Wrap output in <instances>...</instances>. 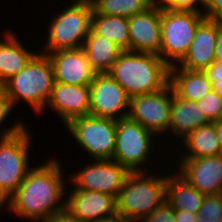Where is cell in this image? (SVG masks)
Wrapping results in <instances>:
<instances>
[{"label":"cell","instance_id":"cell-1","mask_svg":"<svg viewBox=\"0 0 222 222\" xmlns=\"http://www.w3.org/2000/svg\"><path fill=\"white\" fill-rule=\"evenodd\" d=\"M57 160L50 157L28 171L20 187L4 204L11 213L31 222H43L66 208L67 184L62 164Z\"/></svg>","mask_w":222,"mask_h":222},{"label":"cell","instance_id":"cell-2","mask_svg":"<svg viewBox=\"0 0 222 222\" xmlns=\"http://www.w3.org/2000/svg\"><path fill=\"white\" fill-rule=\"evenodd\" d=\"M169 68L157 54L123 51L109 74L132 97L165 88Z\"/></svg>","mask_w":222,"mask_h":222},{"label":"cell","instance_id":"cell-3","mask_svg":"<svg viewBox=\"0 0 222 222\" xmlns=\"http://www.w3.org/2000/svg\"><path fill=\"white\" fill-rule=\"evenodd\" d=\"M130 172L116 198L117 213L127 222H141L166 201V179L160 170ZM158 171H161L158 173ZM156 174V175H155ZM160 176V177H159Z\"/></svg>","mask_w":222,"mask_h":222},{"label":"cell","instance_id":"cell-4","mask_svg":"<svg viewBox=\"0 0 222 222\" xmlns=\"http://www.w3.org/2000/svg\"><path fill=\"white\" fill-rule=\"evenodd\" d=\"M0 130V201L4 204L20 187L32 168L30 146L32 137L26 124L18 121Z\"/></svg>","mask_w":222,"mask_h":222},{"label":"cell","instance_id":"cell-5","mask_svg":"<svg viewBox=\"0 0 222 222\" xmlns=\"http://www.w3.org/2000/svg\"><path fill=\"white\" fill-rule=\"evenodd\" d=\"M54 84L51 60L47 54L39 52L22 71L7 80L3 87L13 109L16 104L24 101L37 115H42Z\"/></svg>","mask_w":222,"mask_h":222},{"label":"cell","instance_id":"cell-6","mask_svg":"<svg viewBox=\"0 0 222 222\" xmlns=\"http://www.w3.org/2000/svg\"><path fill=\"white\" fill-rule=\"evenodd\" d=\"M65 8L51 17L48 35H46L48 37L44 43L46 45L43 46L44 48L41 47V53L47 54L83 46L91 29L93 7L73 1Z\"/></svg>","mask_w":222,"mask_h":222},{"label":"cell","instance_id":"cell-7","mask_svg":"<svg viewBox=\"0 0 222 222\" xmlns=\"http://www.w3.org/2000/svg\"><path fill=\"white\" fill-rule=\"evenodd\" d=\"M203 12L161 10V48L159 56L170 67L187 54Z\"/></svg>","mask_w":222,"mask_h":222},{"label":"cell","instance_id":"cell-8","mask_svg":"<svg viewBox=\"0 0 222 222\" xmlns=\"http://www.w3.org/2000/svg\"><path fill=\"white\" fill-rule=\"evenodd\" d=\"M155 138L157 137L152 132L128 117L116 120V140L112 160L130 172L151 171L152 169H148L145 164L147 161L149 164L152 163L149 161L151 158L149 155L153 156V151L156 152ZM142 165H145V169Z\"/></svg>","mask_w":222,"mask_h":222},{"label":"cell","instance_id":"cell-9","mask_svg":"<svg viewBox=\"0 0 222 222\" xmlns=\"http://www.w3.org/2000/svg\"><path fill=\"white\" fill-rule=\"evenodd\" d=\"M65 127L93 160L113 158L116 120L87 115L71 119Z\"/></svg>","mask_w":222,"mask_h":222},{"label":"cell","instance_id":"cell-10","mask_svg":"<svg viewBox=\"0 0 222 222\" xmlns=\"http://www.w3.org/2000/svg\"><path fill=\"white\" fill-rule=\"evenodd\" d=\"M93 161L72 175L67 174L68 182L75 186L72 190L102 192L117 198L130 171L112 159Z\"/></svg>","mask_w":222,"mask_h":222},{"label":"cell","instance_id":"cell-11","mask_svg":"<svg viewBox=\"0 0 222 222\" xmlns=\"http://www.w3.org/2000/svg\"><path fill=\"white\" fill-rule=\"evenodd\" d=\"M172 86L161 91L130 97L128 118L140 123L156 137L167 134L170 124ZM165 133V134H164Z\"/></svg>","mask_w":222,"mask_h":222},{"label":"cell","instance_id":"cell-12","mask_svg":"<svg viewBox=\"0 0 222 222\" xmlns=\"http://www.w3.org/2000/svg\"><path fill=\"white\" fill-rule=\"evenodd\" d=\"M89 87V115L113 120L128 116L130 97L109 73L96 74Z\"/></svg>","mask_w":222,"mask_h":222},{"label":"cell","instance_id":"cell-13","mask_svg":"<svg viewBox=\"0 0 222 222\" xmlns=\"http://www.w3.org/2000/svg\"><path fill=\"white\" fill-rule=\"evenodd\" d=\"M175 171L203 195L222 193V154L205 158L180 159ZM179 165V167H178ZM177 169V170H176Z\"/></svg>","mask_w":222,"mask_h":222},{"label":"cell","instance_id":"cell-14","mask_svg":"<svg viewBox=\"0 0 222 222\" xmlns=\"http://www.w3.org/2000/svg\"><path fill=\"white\" fill-rule=\"evenodd\" d=\"M129 51L160 54L161 9L151 7L128 18Z\"/></svg>","mask_w":222,"mask_h":222},{"label":"cell","instance_id":"cell-15","mask_svg":"<svg viewBox=\"0 0 222 222\" xmlns=\"http://www.w3.org/2000/svg\"><path fill=\"white\" fill-rule=\"evenodd\" d=\"M47 55L53 66L55 82L90 86L96 73L82 47L50 52Z\"/></svg>","mask_w":222,"mask_h":222},{"label":"cell","instance_id":"cell-16","mask_svg":"<svg viewBox=\"0 0 222 222\" xmlns=\"http://www.w3.org/2000/svg\"><path fill=\"white\" fill-rule=\"evenodd\" d=\"M46 107L55 111L65 126L71 119L89 115L90 87L55 82Z\"/></svg>","mask_w":222,"mask_h":222},{"label":"cell","instance_id":"cell-17","mask_svg":"<svg viewBox=\"0 0 222 222\" xmlns=\"http://www.w3.org/2000/svg\"><path fill=\"white\" fill-rule=\"evenodd\" d=\"M222 22L205 18L198 26L190 48L177 64L188 70L204 71L215 61L216 40Z\"/></svg>","mask_w":222,"mask_h":222},{"label":"cell","instance_id":"cell-18","mask_svg":"<svg viewBox=\"0 0 222 222\" xmlns=\"http://www.w3.org/2000/svg\"><path fill=\"white\" fill-rule=\"evenodd\" d=\"M68 192L66 209L83 222H93L117 214L116 198L112 195L87 190Z\"/></svg>","mask_w":222,"mask_h":222},{"label":"cell","instance_id":"cell-19","mask_svg":"<svg viewBox=\"0 0 222 222\" xmlns=\"http://www.w3.org/2000/svg\"><path fill=\"white\" fill-rule=\"evenodd\" d=\"M208 123L210 121L206 118L205 113H202L197 102L179 98L172 88L171 115L167 137L174 134L183 140L192 131Z\"/></svg>","mask_w":222,"mask_h":222},{"label":"cell","instance_id":"cell-20","mask_svg":"<svg viewBox=\"0 0 222 222\" xmlns=\"http://www.w3.org/2000/svg\"><path fill=\"white\" fill-rule=\"evenodd\" d=\"M169 84L179 98L192 102H198L213 89L204 71L184 69L177 64L169 68Z\"/></svg>","mask_w":222,"mask_h":222},{"label":"cell","instance_id":"cell-21","mask_svg":"<svg viewBox=\"0 0 222 222\" xmlns=\"http://www.w3.org/2000/svg\"><path fill=\"white\" fill-rule=\"evenodd\" d=\"M4 34L5 40L0 39V85L22 71L38 53L28 50L13 30Z\"/></svg>","mask_w":222,"mask_h":222},{"label":"cell","instance_id":"cell-22","mask_svg":"<svg viewBox=\"0 0 222 222\" xmlns=\"http://www.w3.org/2000/svg\"><path fill=\"white\" fill-rule=\"evenodd\" d=\"M83 50L92 70L96 74L109 73L123 50L108 38L94 33L91 29L84 40Z\"/></svg>","mask_w":222,"mask_h":222},{"label":"cell","instance_id":"cell-23","mask_svg":"<svg viewBox=\"0 0 222 222\" xmlns=\"http://www.w3.org/2000/svg\"><path fill=\"white\" fill-rule=\"evenodd\" d=\"M173 171L166 179V201L174 210L197 214L205 195L191 186L177 171L176 173L175 170Z\"/></svg>","mask_w":222,"mask_h":222},{"label":"cell","instance_id":"cell-24","mask_svg":"<svg viewBox=\"0 0 222 222\" xmlns=\"http://www.w3.org/2000/svg\"><path fill=\"white\" fill-rule=\"evenodd\" d=\"M182 144L183 148L178 149L184 152H179L178 159L205 158L221 154L215 122L198 127L182 140Z\"/></svg>","mask_w":222,"mask_h":222},{"label":"cell","instance_id":"cell-25","mask_svg":"<svg viewBox=\"0 0 222 222\" xmlns=\"http://www.w3.org/2000/svg\"><path fill=\"white\" fill-rule=\"evenodd\" d=\"M91 30L108 38L123 51H129L128 18L115 15H100L93 11Z\"/></svg>","mask_w":222,"mask_h":222},{"label":"cell","instance_id":"cell-26","mask_svg":"<svg viewBox=\"0 0 222 222\" xmlns=\"http://www.w3.org/2000/svg\"><path fill=\"white\" fill-rule=\"evenodd\" d=\"M151 0H100L93 11L100 15H115L129 18L151 8Z\"/></svg>","mask_w":222,"mask_h":222},{"label":"cell","instance_id":"cell-27","mask_svg":"<svg viewBox=\"0 0 222 222\" xmlns=\"http://www.w3.org/2000/svg\"><path fill=\"white\" fill-rule=\"evenodd\" d=\"M222 218V193L205 195L196 222H217Z\"/></svg>","mask_w":222,"mask_h":222},{"label":"cell","instance_id":"cell-28","mask_svg":"<svg viewBox=\"0 0 222 222\" xmlns=\"http://www.w3.org/2000/svg\"><path fill=\"white\" fill-rule=\"evenodd\" d=\"M197 105L205 113L206 118L210 122L219 121L221 118L222 95L215 90H211L202 99L197 102Z\"/></svg>","mask_w":222,"mask_h":222},{"label":"cell","instance_id":"cell-29","mask_svg":"<svg viewBox=\"0 0 222 222\" xmlns=\"http://www.w3.org/2000/svg\"><path fill=\"white\" fill-rule=\"evenodd\" d=\"M151 5L161 10L203 12L205 0H151Z\"/></svg>","mask_w":222,"mask_h":222},{"label":"cell","instance_id":"cell-30","mask_svg":"<svg viewBox=\"0 0 222 222\" xmlns=\"http://www.w3.org/2000/svg\"><path fill=\"white\" fill-rule=\"evenodd\" d=\"M141 222H175V210L167 201H164Z\"/></svg>","mask_w":222,"mask_h":222},{"label":"cell","instance_id":"cell-31","mask_svg":"<svg viewBox=\"0 0 222 222\" xmlns=\"http://www.w3.org/2000/svg\"><path fill=\"white\" fill-rule=\"evenodd\" d=\"M204 72L212 82L213 90L222 95V62L214 61Z\"/></svg>","mask_w":222,"mask_h":222},{"label":"cell","instance_id":"cell-32","mask_svg":"<svg viewBox=\"0 0 222 222\" xmlns=\"http://www.w3.org/2000/svg\"><path fill=\"white\" fill-rule=\"evenodd\" d=\"M205 18L222 22V0H205Z\"/></svg>","mask_w":222,"mask_h":222},{"label":"cell","instance_id":"cell-33","mask_svg":"<svg viewBox=\"0 0 222 222\" xmlns=\"http://www.w3.org/2000/svg\"><path fill=\"white\" fill-rule=\"evenodd\" d=\"M13 107L8 98L3 85H0V127L6 121L9 114L12 113Z\"/></svg>","mask_w":222,"mask_h":222},{"label":"cell","instance_id":"cell-34","mask_svg":"<svg viewBox=\"0 0 222 222\" xmlns=\"http://www.w3.org/2000/svg\"><path fill=\"white\" fill-rule=\"evenodd\" d=\"M43 222H83L81 219L74 216L71 212H69L66 208L50 217L48 220Z\"/></svg>","mask_w":222,"mask_h":222},{"label":"cell","instance_id":"cell-35","mask_svg":"<svg viewBox=\"0 0 222 222\" xmlns=\"http://www.w3.org/2000/svg\"><path fill=\"white\" fill-rule=\"evenodd\" d=\"M175 222H196V214L189 211L175 210Z\"/></svg>","mask_w":222,"mask_h":222},{"label":"cell","instance_id":"cell-36","mask_svg":"<svg viewBox=\"0 0 222 222\" xmlns=\"http://www.w3.org/2000/svg\"><path fill=\"white\" fill-rule=\"evenodd\" d=\"M215 61L222 62V27L218 30L215 48Z\"/></svg>","mask_w":222,"mask_h":222},{"label":"cell","instance_id":"cell-37","mask_svg":"<svg viewBox=\"0 0 222 222\" xmlns=\"http://www.w3.org/2000/svg\"><path fill=\"white\" fill-rule=\"evenodd\" d=\"M93 222H127L125 221L118 213L113 215V216H110V217H107V218H103V219H100V220H95Z\"/></svg>","mask_w":222,"mask_h":222},{"label":"cell","instance_id":"cell-38","mask_svg":"<svg viewBox=\"0 0 222 222\" xmlns=\"http://www.w3.org/2000/svg\"><path fill=\"white\" fill-rule=\"evenodd\" d=\"M215 127H216L217 139H218V142L221 148V154H222V121H216Z\"/></svg>","mask_w":222,"mask_h":222},{"label":"cell","instance_id":"cell-39","mask_svg":"<svg viewBox=\"0 0 222 222\" xmlns=\"http://www.w3.org/2000/svg\"><path fill=\"white\" fill-rule=\"evenodd\" d=\"M74 2L83 3L85 5L93 7L95 4H97L100 0H73Z\"/></svg>","mask_w":222,"mask_h":222},{"label":"cell","instance_id":"cell-40","mask_svg":"<svg viewBox=\"0 0 222 222\" xmlns=\"http://www.w3.org/2000/svg\"><path fill=\"white\" fill-rule=\"evenodd\" d=\"M4 203L2 201H0V210H2V208H4Z\"/></svg>","mask_w":222,"mask_h":222},{"label":"cell","instance_id":"cell-41","mask_svg":"<svg viewBox=\"0 0 222 222\" xmlns=\"http://www.w3.org/2000/svg\"><path fill=\"white\" fill-rule=\"evenodd\" d=\"M219 121H222V109H221V118H220V120Z\"/></svg>","mask_w":222,"mask_h":222}]
</instances>
